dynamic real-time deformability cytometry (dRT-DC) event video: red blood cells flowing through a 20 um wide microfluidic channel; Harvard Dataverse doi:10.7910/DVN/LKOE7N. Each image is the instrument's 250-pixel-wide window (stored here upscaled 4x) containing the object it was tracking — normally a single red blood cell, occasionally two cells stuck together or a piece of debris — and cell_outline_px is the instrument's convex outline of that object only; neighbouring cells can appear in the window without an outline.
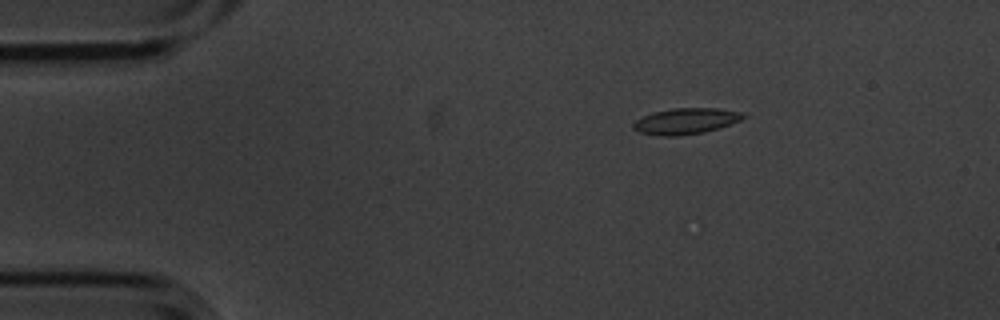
{"species": "common noctule bat (a hibernating species)", "species_latin": "Nyctalus noctula", "temperature_condition": "cold", "stored_images_in_passage": 4, "camera_frame_rate_fps": 3000, "um_per_image_px": 0.085, "animal": {"sex": "male", "body_mass_g": 20.1, "forearm_length_mm": 53.5}, "frame": {"image": 1, "passage_image": 2, "time_ms": 0.333, "image_size_px": [1000, 320], "cell_outline_px": [[748, 116], [740, 120], [720, 128], [704, 132], [680, 136], [660, 136], [640, 132], [632, 128], [632, 124], [636, 120], [644, 116], [656, 112], [672, 108], [720, 108], [740, 112]], "centroid_in_image_um": [58.31, 10.3], "position_along_channel_um": 26.7, "area_um2": 16.65}}